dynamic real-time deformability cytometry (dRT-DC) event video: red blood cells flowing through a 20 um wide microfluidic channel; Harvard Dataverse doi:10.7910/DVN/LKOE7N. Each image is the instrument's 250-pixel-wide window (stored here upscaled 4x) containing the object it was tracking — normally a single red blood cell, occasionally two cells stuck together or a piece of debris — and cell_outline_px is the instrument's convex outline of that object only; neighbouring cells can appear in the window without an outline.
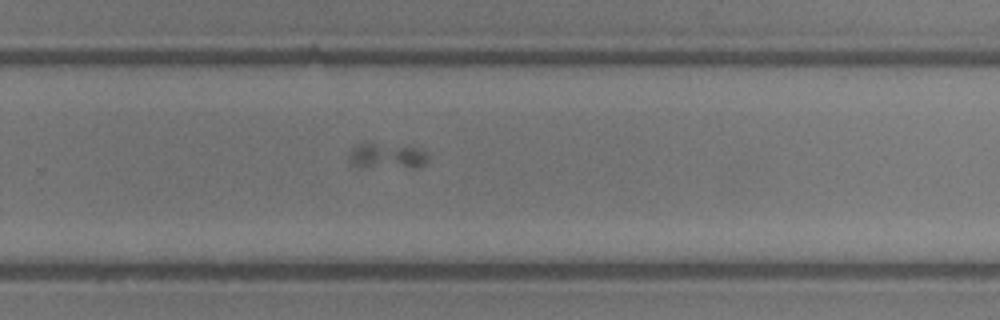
{"species": "common noctule bat (a hibernating species)", "species_latin": "Nyctalus noctula", "temperature_condition": "room temperature", "stored_images_in_passage": 25, "camera_frame_rate_fps": 3000, "um_per_image_px": 0.085, "animal": {"sex": "male", "body_mass_g": 13.3}, "frame": {"image": 1, "passage_image": 17, "time_ms": 5.333, "image_size_px": [1000, 320], "cell_outline_px": [[428, 160], [424, 164], [416, 168], [412, 168], [356, 164], [348, 156], [348, 152], [356, 144], [372, 144], [416, 148], [424, 152], [428, 156]], "centroid_in_image_um": [32.94, 13.25], "position_along_channel_um": 296.9, "area_um2": 10.81}}